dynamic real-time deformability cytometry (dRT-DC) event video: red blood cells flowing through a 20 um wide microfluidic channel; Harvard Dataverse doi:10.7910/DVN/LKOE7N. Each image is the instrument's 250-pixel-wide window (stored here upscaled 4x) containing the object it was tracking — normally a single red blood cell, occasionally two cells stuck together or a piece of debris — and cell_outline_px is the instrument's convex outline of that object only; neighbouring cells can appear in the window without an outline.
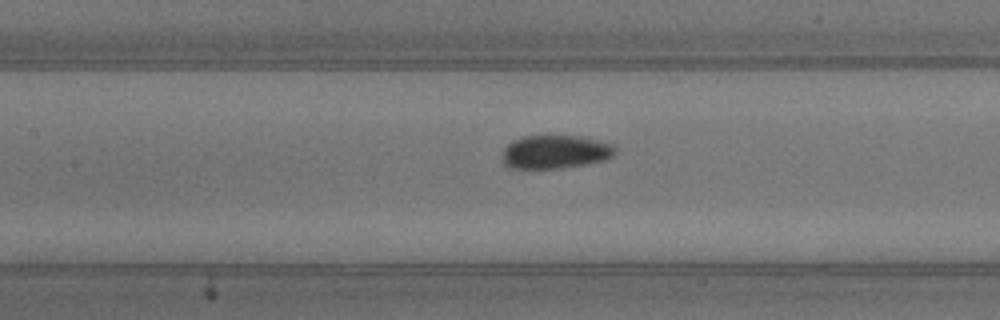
{"species": "common noctule bat (a hibernating species)", "species_latin": "Nyctalus noctula", "temperature_condition": "warm", "stored_images_in_passage": 33, "camera_frame_rate_fps": 3000, "um_per_image_px": 0.085, "animal": {"sex": "male", "body_mass_g": 13.3}, "frame": {"image": 1, "passage_image": 15, "time_ms": 4.667, "image_size_px": [1000, 320], "cell_outline_px": [[616, 152], [612, 156], [604, 160], [584, 164], [556, 168], [508, 168], [504, 164], [504, 148], [512, 140], [524, 136], [580, 136], [600, 140], [616, 144]], "centroid_in_image_um": [47.23, 12.89], "position_along_channel_um": 160.2, "area_um2": 21.96}}